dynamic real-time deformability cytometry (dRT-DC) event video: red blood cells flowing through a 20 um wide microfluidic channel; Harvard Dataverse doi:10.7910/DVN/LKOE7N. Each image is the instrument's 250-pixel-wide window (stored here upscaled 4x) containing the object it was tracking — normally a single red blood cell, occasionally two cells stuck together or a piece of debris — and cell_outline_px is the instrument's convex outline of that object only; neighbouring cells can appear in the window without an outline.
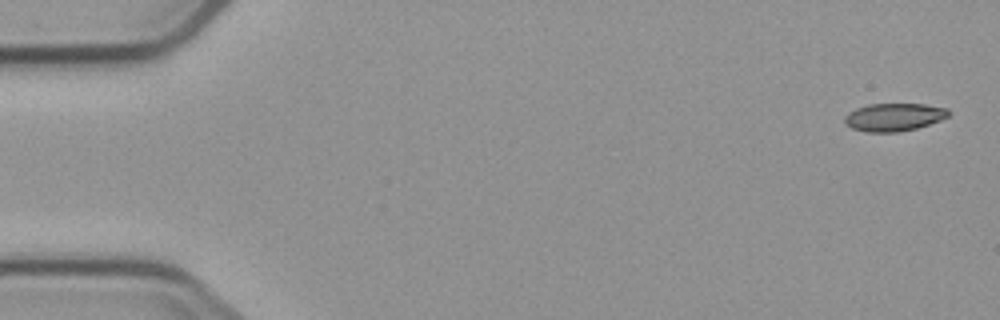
{"species": "common noctule bat (a hibernating species)", "species_latin": "Nyctalus noctula", "temperature_condition": "cold", "stored_images_in_passage": 5, "segment_of_instrument_passage": [2, 2], "camera_frame_rate_fps": 3000, "um_per_image_px": 0.085, "animal": {"sex": "male", "body_mass_g": 23.1, "forearm_length_mm": 52.7}, "frame": {"image": 1, "passage_image": 5, "time_ms": 5.667, "image_size_px": [1000, 320], "cell_outline_px": [[948, 116], [940, 120], [916, 128], [900, 132], [868, 132], [852, 128], [844, 124], [844, 116], [848, 112], [856, 108], [868, 104], [924, 104], [948, 108]], "centroid_in_image_um": [75.94, 9.95], "position_along_channel_um": 9.1, "area_um2": 16.88}}